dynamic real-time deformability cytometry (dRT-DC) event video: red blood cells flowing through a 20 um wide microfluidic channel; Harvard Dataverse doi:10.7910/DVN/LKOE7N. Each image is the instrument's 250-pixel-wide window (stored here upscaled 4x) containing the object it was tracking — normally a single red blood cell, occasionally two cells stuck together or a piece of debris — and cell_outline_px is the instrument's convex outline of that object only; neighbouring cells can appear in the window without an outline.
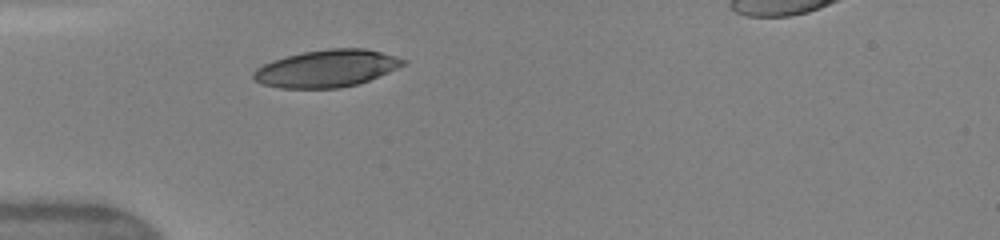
{"species": "human", "species_latin": "Homo sapiens", "temperature_condition": "warm", "stored_images_in_passage": 35, "camera_frame_rate_fps": 3000, "um_per_image_px": 0.085, "donor": {"sex": "female"}, "frame": {"image": 1, "passage_image": 1, "time_ms": 0.0, "image_size_px": [1000, 240], "cell_outline_px": [[408, 60], [404, 64], [388, 72], [368, 80], [356, 84], [340, 88], [280, 88], [264, 84], [256, 80], [252, 76], [252, 72], [256, 68], [272, 60], [284, 56], [304, 52], [328, 48], [364, 48], [380, 52]], "centroid_in_image_um": [27.73, 5.81], "position_along_channel_um": 57.3, "area_um2": 32.25}}
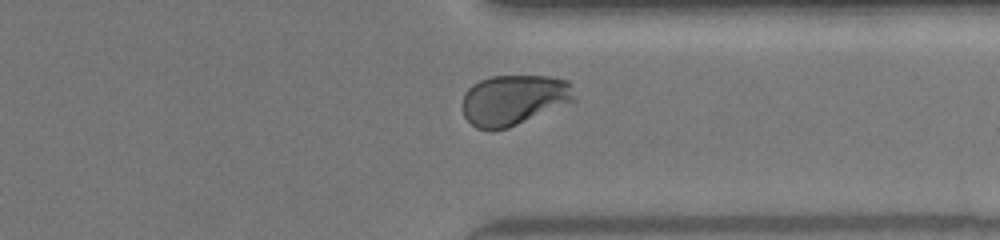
{"frame": {"image": 2, "passage_image": 24, "time_ms": 7.667, "image_size_px": [1000, 240], "cell_outline_px": [[576, 100], [508, 128], [476, 128], [464, 116], [464, 92], [472, 84], [480, 80], [492, 76], [548, 76], [568, 80]], "centroid_in_image_um": [43.68, 8.46], "position_along_channel_um": 367.7, "area_um2": 32.37}}
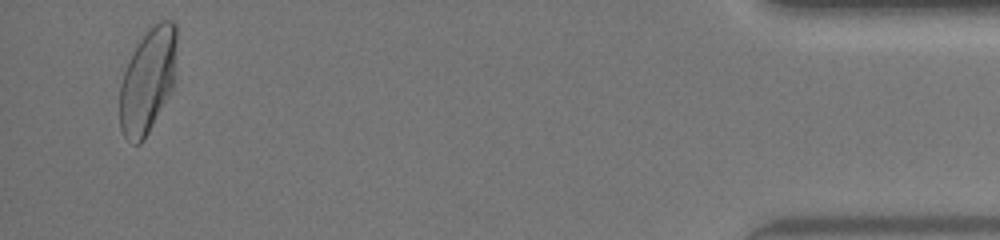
{"frame": {"image": 3, "passage_image": 33, "time_ms": 10.667, "image_size_px": [1000, 240], "cell_outline_px": [[176, 40], [172, 88], [144, 140], [140, 144], [132, 144], [124, 136], [120, 128], [120, 84], [124, 72], [140, 40], [152, 24], [160, 20], [172, 20], [176, 24]], "centroid_in_image_um": [12.54, 6.86], "position_along_channel_um": 422.7, "area_um2": 34.1}}